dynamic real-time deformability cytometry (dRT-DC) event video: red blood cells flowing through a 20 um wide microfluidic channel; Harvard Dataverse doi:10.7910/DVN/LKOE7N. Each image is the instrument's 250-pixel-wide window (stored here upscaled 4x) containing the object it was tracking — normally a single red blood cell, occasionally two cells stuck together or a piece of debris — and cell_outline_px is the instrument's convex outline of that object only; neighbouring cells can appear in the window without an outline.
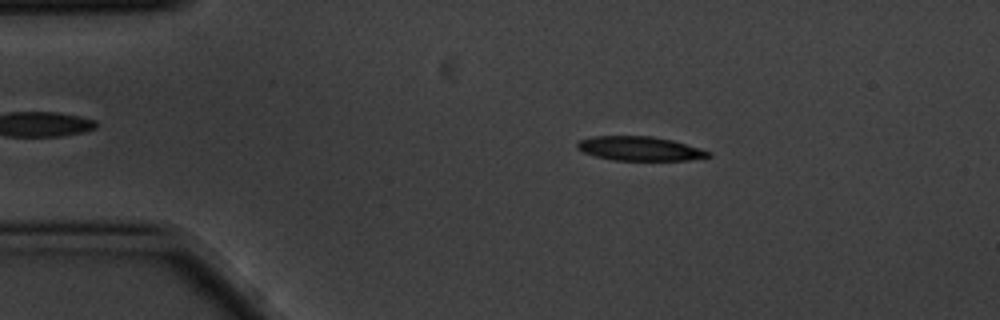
{"species": "common noctule bat (a hibernating species)", "species_latin": "Nyctalus noctula", "temperature_condition": "cold", "stored_images_in_passage": 7, "camera_frame_rate_fps": 3000, "um_per_image_px": 0.085, "animal": {"sex": "male", "body_mass_g": 20.1, "forearm_length_mm": 53.5}, "frame": {"image": 1, "passage_image": 2, "time_ms": 0.333, "image_size_px": [1000, 320], "cell_outline_px": [[712, 156], [688, 160], [612, 160], [596, 156], [584, 152], [576, 148], [576, 144], [580, 140], [592, 136], [652, 136], [672, 140], [700, 148], [712, 152]], "centroid_in_image_um": [54.39, 12.63], "position_along_channel_um": 30.6, "area_um2": 18.44}}
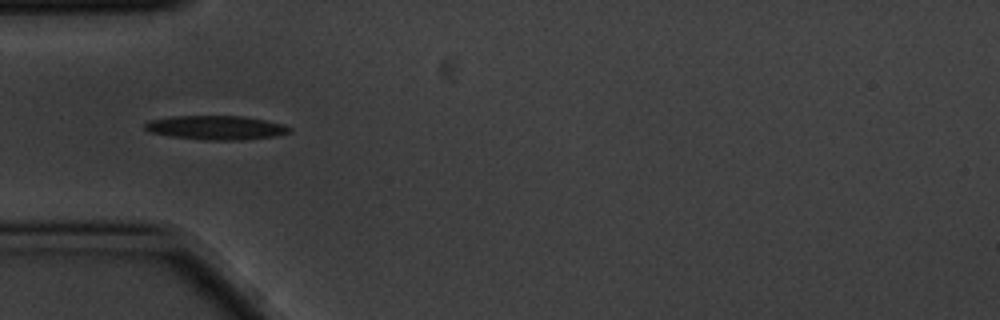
{"frame": {"image": 2, "passage_image": 4, "time_ms": 1.0, "image_size_px": [1000, 320], "cell_outline_px": [[292, 128], [288, 132], [276, 136], [244, 140], [204, 140], [172, 136], [148, 132], [144, 128], [144, 124], [148, 120], [172, 116], [240, 116], [264, 120], [284, 124]], "centroid_in_image_um": [18.33, 10.85], "position_along_channel_um": 66.7, "area_um2": 20.29}}